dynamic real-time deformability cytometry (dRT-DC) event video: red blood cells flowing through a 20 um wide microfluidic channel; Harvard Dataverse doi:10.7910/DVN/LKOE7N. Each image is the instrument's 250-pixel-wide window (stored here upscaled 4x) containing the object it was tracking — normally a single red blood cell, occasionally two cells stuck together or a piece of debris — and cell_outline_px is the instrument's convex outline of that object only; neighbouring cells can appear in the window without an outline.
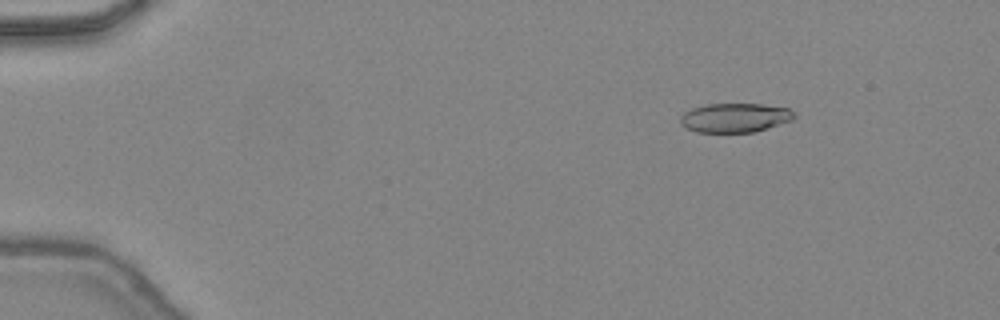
{"species": "common noctule bat (a hibernating species)", "species_latin": "Nyctalus noctula", "temperature_condition": "warm", "stored_images_in_passage": 47, "camera_frame_rate_fps": 3000, "um_per_image_px": 0.085, "animal": {"sex": "female", "body_mass_g": 24.6, "forearm_length_mm": 56.2}, "frame": {"image": 1, "passage_image": 7, "time_ms": 2.0, "image_size_px": [1000, 320], "cell_outline_px": [[796, 116], [792, 120], [752, 132], [696, 132], [680, 124], [680, 116], [684, 112], [692, 108], [704, 104], [764, 104], [788, 108]], "centroid_in_image_um": [62.43, 9.99], "position_along_channel_um": 22.6, "area_um2": 19.25}}
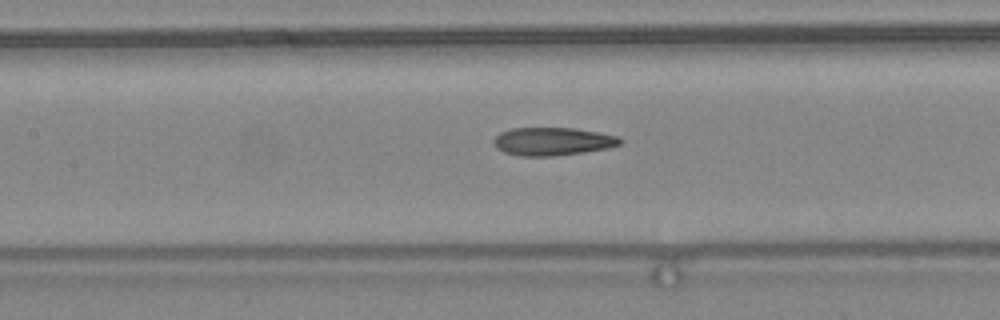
{"frame": {"image": 2, "passage_image": 23, "time_ms": 7.333, "image_size_px": [1000, 320], "cell_outline_px": [[624, 140], [620, 144], [608, 148], [584, 152], [556, 156], [520, 156], [504, 152], [496, 148], [492, 140], [500, 132], [512, 128], [572, 128], [620, 136]], "centroid_in_image_um": [46.97, 12.02], "position_along_channel_um": 160.4, "area_um2": 20.75}}
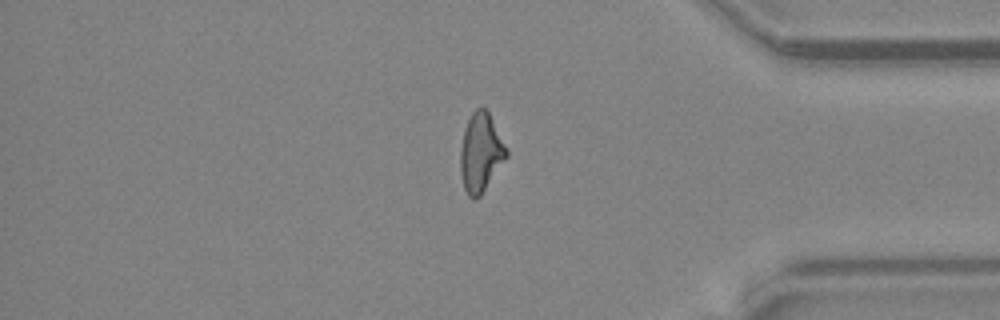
{"frame": {"image": 3, "passage_image": 40, "time_ms": 13.0, "image_size_px": [1000, 320], "cell_outline_px": [[508, 156], [480, 196], [476, 200], [472, 200], [468, 196], [464, 188], [460, 172], [460, 148], [464, 132], [468, 120], [472, 112], [476, 108], [488, 108], [508, 148]], "centroid_in_image_um": [40.88, 12.96], "position_along_channel_um": 394.3, "area_um2": 21.5}, "authors_computed_cell_mechanics": {"area_um2": 20.6346, "velocity_mm_per_s": 4.506, "shape_relaxation_time_tau1_ms": null, "shape_relaxation_time_tau2_ms": 1.8498, "deformation_change_tau1": null, "deformation_change_tau2": 0.1167}}